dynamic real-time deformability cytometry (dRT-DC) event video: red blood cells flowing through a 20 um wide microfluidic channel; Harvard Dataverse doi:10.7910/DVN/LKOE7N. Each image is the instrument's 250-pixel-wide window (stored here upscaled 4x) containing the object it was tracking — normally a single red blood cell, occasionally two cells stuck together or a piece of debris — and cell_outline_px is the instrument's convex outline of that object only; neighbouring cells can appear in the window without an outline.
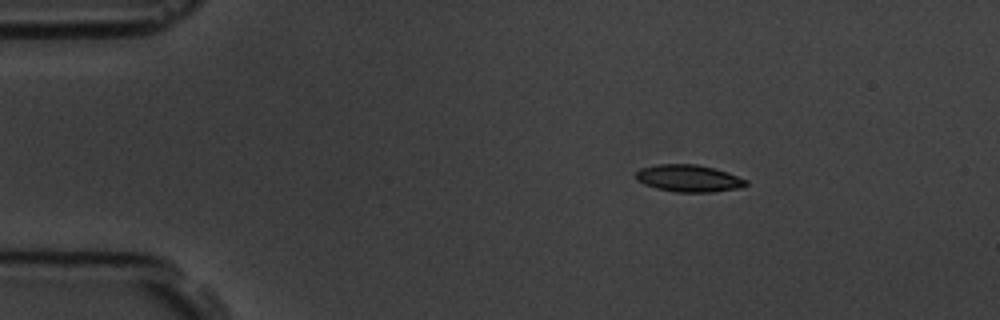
{"species": "common noctule bat (a hibernating species)", "species_latin": "Nyctalus noctula", "temperature_condition": "room temperature", "stored_images_in_passage": 4, "camera_frame_rate_fps": 3000, "um_per_image_px": 0.085, "animal": {"sex": "male", "body_mass_g": 19.5, "forearm_length_mm": 54.6}, "frame": {"image": 1, "passage_image": 2, "time_ms": 2.0, "image_size_px": [1000, 320], "cell_outline_px": [[748, 184], [740, 188], [708, 192], [676, 192], [656, 188], [644, 184], [636, 180], [636, 172], [640, 168], [656, 164], [696, 164], [728, 172], [748, 180]], "centroid_in_image_um": [58.53, 15.15], "position_along_channel_um": 26.5, "area_um2": 17.4}}